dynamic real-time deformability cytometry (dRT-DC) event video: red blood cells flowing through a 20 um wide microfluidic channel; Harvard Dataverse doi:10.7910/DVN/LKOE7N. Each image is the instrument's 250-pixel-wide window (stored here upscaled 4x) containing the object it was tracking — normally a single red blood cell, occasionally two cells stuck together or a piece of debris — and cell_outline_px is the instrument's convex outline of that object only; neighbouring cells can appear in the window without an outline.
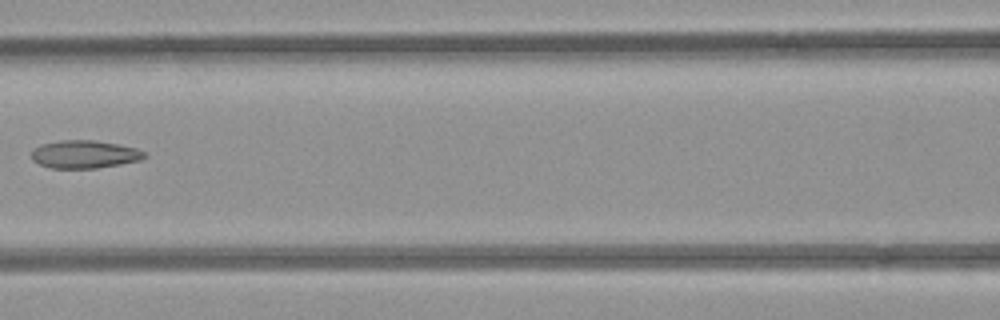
{"species": "common noctule bat (a hibernating species)", "species_latin": "Nyctalus noctula", "temperature_condition": "room temperature", "stored_images_in_passage": 7, "camera_frame_rate_fps": 3000, "um_per_image_px": 0.085, "animal": {"sex": "female", "body_mass_g": 21.9}, "frame": {"image": 1, "passage_image": 7, "time_ms": 7.667, "image_size_px": [1000, 320], "cell_outline_px": [[148, 156], [140, 160], [120, 164], [96, 168], [52, 168], [40, 164], [32, 160], [32, 148], [40, 144], [60, 140], [96, 140], [136, 148], [144, 152]], "centroid_in_image_um": [7.16, 13.11], "position_along_channel_um": 159.4, "area_um2": 18.38}}